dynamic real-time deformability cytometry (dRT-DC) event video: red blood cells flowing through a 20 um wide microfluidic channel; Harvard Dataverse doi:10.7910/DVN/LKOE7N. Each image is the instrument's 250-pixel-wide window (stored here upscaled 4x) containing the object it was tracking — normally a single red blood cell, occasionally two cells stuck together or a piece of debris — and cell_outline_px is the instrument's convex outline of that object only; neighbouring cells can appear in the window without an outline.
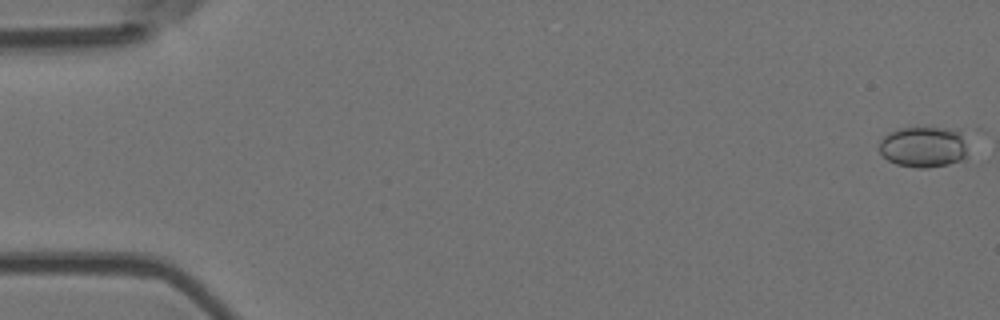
{"species": "Egyptian fruit bat (a non-hibernating species)", "species_latin": "Rousettus aegyptiacus", "temperature_condition": "room temperature", "stored_images_in_passage": 5, "camera_frame_rate_fps": 3000, "um_per_image_px": 0.085, "animal": {"sex": "female"}, "frame": {"image": 1, "passage_image": 1, "time_ms": 0.0, "image_size_px": [1000, 320], "cell_outline_px": [[968, 160], [948, 164], [924, 168], [920, 168], [896, 164], [888, 160], [880, 152], [880, 140], [888, 132], [900, 128], [948, 128], [960, 132], [964, 144]], "centroid_in_image_um": [78.49, 12.5], "position_along_channel_um": 6.5, "area_um2": 21.04}}
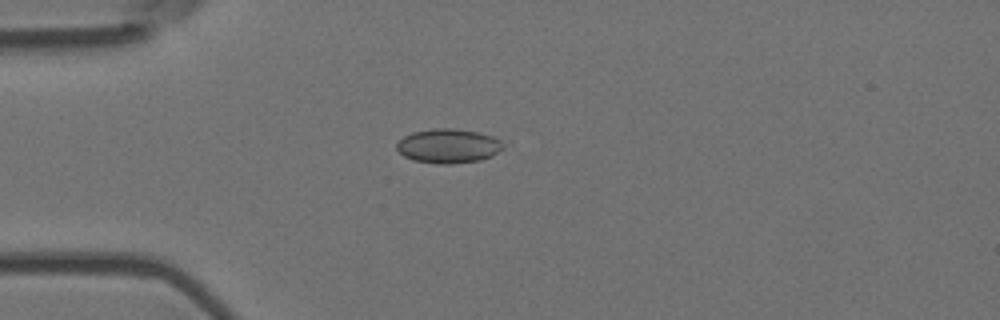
{"frame": {"image": 2, "passage_image": 5, "time_ms": 1.333, "image_size_px": [1000, 320], "cell_outline_px": [[504, 148], [492, 156], [480, 160], [452, 164], [436, 164], [412, 160], [404, 156], [396, 148], [396, 144], [404, 136], [412, 132], [432, 128], [452, 128], [480, 132], [492, 136], [500, 140], [504, 144]], "centroid_in_image_um": [38.11, 12.4], "position_along_channel_um": 46.9, "area_um2": 21.5}}